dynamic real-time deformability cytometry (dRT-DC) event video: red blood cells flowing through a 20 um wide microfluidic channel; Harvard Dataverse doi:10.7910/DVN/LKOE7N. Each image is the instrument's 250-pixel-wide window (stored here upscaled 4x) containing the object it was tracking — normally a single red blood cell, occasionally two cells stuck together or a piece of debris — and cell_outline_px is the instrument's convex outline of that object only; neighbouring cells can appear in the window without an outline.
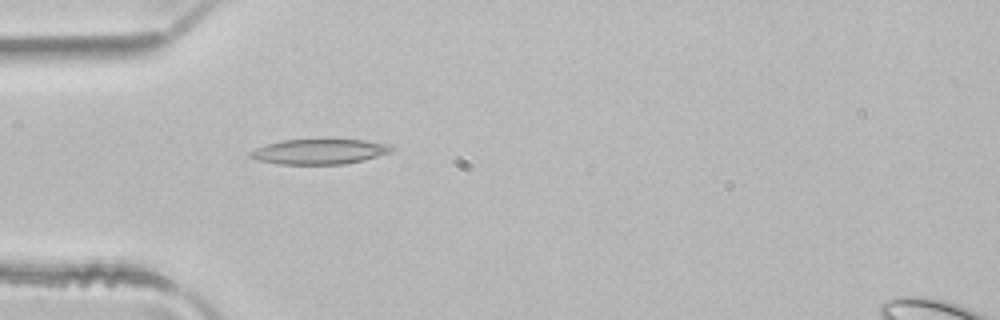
{"species": "common noctule bat (a hibernating species)", "species_latin": "Nyctalus noctula", "temperature_condition": "room temperature", "stored_images_in_passage": 4, "camera_frame_rate_fps": 3000, "um_per_image_px": 0.085, "animal": {"sex": "male", "body_mass_g": 21.5, "forearm_length_mm": 52.0}, "frame": {"image": 1, "passage_image": 4, "time_ms": 1.0, "image_size_px": [1000, 320], "cell_outline_px": [[392, 152], [364, 160], [344, 164], [280, 164], [260, 160], [248, 156], [248, 152], [264, 144], [284, 140], [364, 140], [388, 144], [392, 148]], "centroid_in_image_um": [27.13, 12.89], "position_along_channel_um": 57.9, "area_um2": 20.52}}